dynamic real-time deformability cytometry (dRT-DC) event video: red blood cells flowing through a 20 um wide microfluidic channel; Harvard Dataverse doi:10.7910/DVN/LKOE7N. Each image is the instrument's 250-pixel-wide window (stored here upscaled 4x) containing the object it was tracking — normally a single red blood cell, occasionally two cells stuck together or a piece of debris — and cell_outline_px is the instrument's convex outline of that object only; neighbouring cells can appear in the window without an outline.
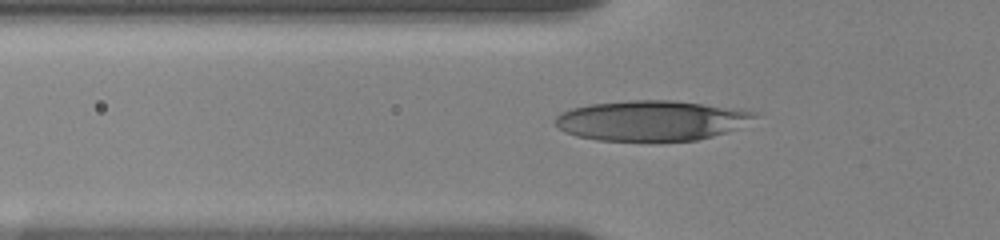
{"species": "human", "species_latin": "Homo sapiens", "temperature_condition": "room temperature", "stored_images_in_passage": 13, "camera_frame_rate_fps": 3000, "um_per_image_px": 0.085, "donor": {"sex": "female"}, "frame": {"image": 1, "passage_image": 6, "time_ms": 2.333, "image_size_px": [1000, 240], "cell_outline_px": [[756, 116], [736, 128], [712, 136], [696, 140], [596, 140], [576, 136], [564, 132], [556, 124], [556, 116], [560, 112], [572, 108], [592, 104], [628, 100], [672, 100], [744, 108], [756, 112]], "centroid_in_image_um": [55.36, 10.23], "position_along_channel_um": 70.4, "area_um2": 46.47}}
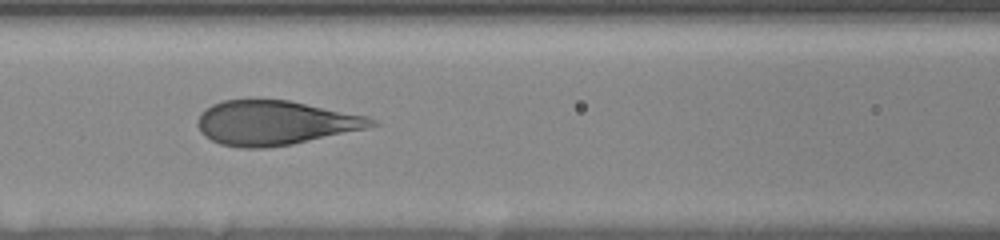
{"frame": {"image": 2, "passage_image": 12, "time_ms": 4.333, "image_size_px": [1000, 240], "cell_outline_px": [[380, 124], [368, 128], [292, 144], [264, 148], [240, 148], [220, 144], [204, 136], [200, 132], [196, 124], [196, 120], [200, 112], [212, 104], [224, 100], [256, 96], [288, 100], [368, 116], [376, 120]], "centroid_in_image_um": [23.32, 10.4], "position_along_channel_um": 143.3, "area_um2": 46.01}}
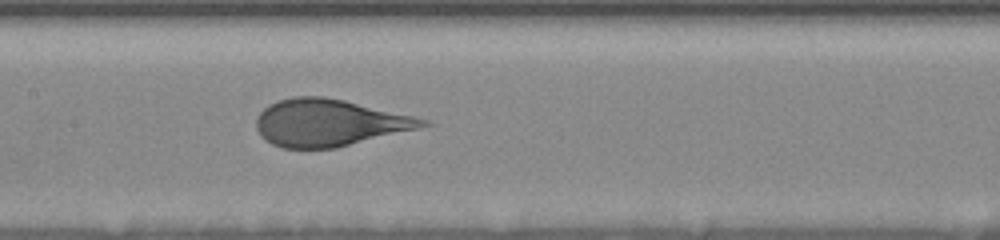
{"frame": {"image": 3, "passage_image": 13, "time_ms": 5.333, "image_size_px": [1000, 240], "cell_outline_px": [[432, 124], [420, 128], [336, 148], [280, 148], [264, 140], [260, 136], [256, 128], [256, 116], [268, 104], [276, 100], [292, 96], [320, 96], [344, 100], [412, 116], [428, 120]], "centroid_in_image_um": [27.92, 10.43], "position_along_channel_um": 179.5, "area_um2": 45.6}}